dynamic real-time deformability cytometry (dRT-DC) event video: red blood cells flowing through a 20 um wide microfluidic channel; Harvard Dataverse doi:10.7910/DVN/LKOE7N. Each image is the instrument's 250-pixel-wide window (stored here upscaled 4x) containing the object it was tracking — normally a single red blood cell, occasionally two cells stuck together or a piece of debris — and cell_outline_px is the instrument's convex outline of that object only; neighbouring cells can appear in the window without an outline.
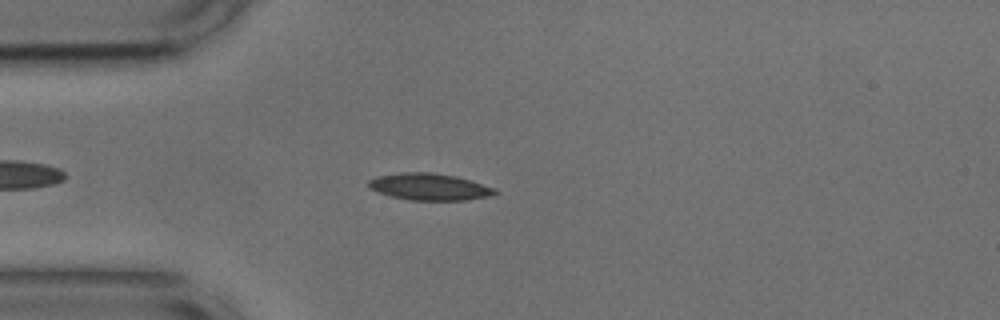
{"species": "common noctule bat (a hibernating species)", "species_latin": "Nyctalus noctula", "temperature_condition": "cold", "stored_images_in_passage": 47, "camera_frame_rate_fps": 3000, "um_per_image_px": 0.085, "animal": {"sex": "male", "body_mass_g": 17.9, "forearm_length_mm": 54.2}, "frame": {"image": 1, "passage_image": 8, "time_ms": 2.333, "image_size_px": [1000, 320], "cell_outline_px": [[500, 192], [492, 196], [464, 200], [408, 200], [392, 196], [380, 192], [372, 188], [368, 184], [368, 180], [376, 176], [400, 172], [432, 172], [456, 176], [496, 188]], "centroid_in_image_um": [36.55, 15.87], "position_along_channel_um": 48.5, "area_um2": 19.77}, "authors_computed_cell_mechanics": {"area_um2": 18.2648, "velocity_mm_per_s": 3.7435, "shape_relaxation_time_tau1_ms": 4.2081, "shape_relaxation_time_tau2_ms": 5.2677, "deformation_change_tau1": 0.1252, "deformation_change_tau2": 0.1147}}